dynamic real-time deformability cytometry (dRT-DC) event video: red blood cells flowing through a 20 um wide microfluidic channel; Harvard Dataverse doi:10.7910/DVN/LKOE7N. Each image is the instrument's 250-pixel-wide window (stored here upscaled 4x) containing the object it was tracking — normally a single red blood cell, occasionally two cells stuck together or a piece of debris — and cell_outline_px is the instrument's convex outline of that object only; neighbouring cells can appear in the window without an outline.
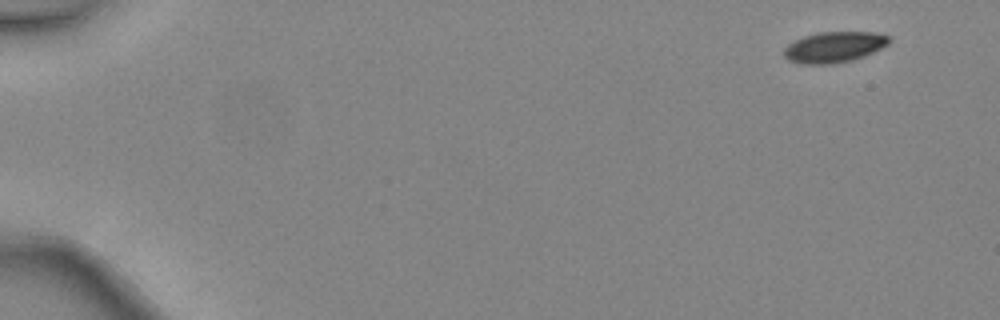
{"species": "common noctule bat (a hibernating species)", "species_latin": "Nyctalus noctula", "temperature_condition": "warm", "stored_images_in_passage": 3, "camera_frame_rate_fps": 3000, "um_per_image_px": 0.085, "animal": {"sex": "female", "body_mass_g": 24.6, "forearm_length_mm": 56.2}, "frame": {"image": 1, "passage_image": 1, "time_ms": 0.0, "image_size_px": [1000, 320], "cell_outline_px": [[892, 40], [888, 44], [864, 56], [852, 60], [832, 64], [800, 64], [788, 60], [784, 56], [784, 48], [788, 44], [804, 36], [820, 32], [872, 32], [888, 36]], "centroid_in_image_um": [70.88, 4.01], "position_along_channel_um": 14.1, "area_um2": 18.79}}